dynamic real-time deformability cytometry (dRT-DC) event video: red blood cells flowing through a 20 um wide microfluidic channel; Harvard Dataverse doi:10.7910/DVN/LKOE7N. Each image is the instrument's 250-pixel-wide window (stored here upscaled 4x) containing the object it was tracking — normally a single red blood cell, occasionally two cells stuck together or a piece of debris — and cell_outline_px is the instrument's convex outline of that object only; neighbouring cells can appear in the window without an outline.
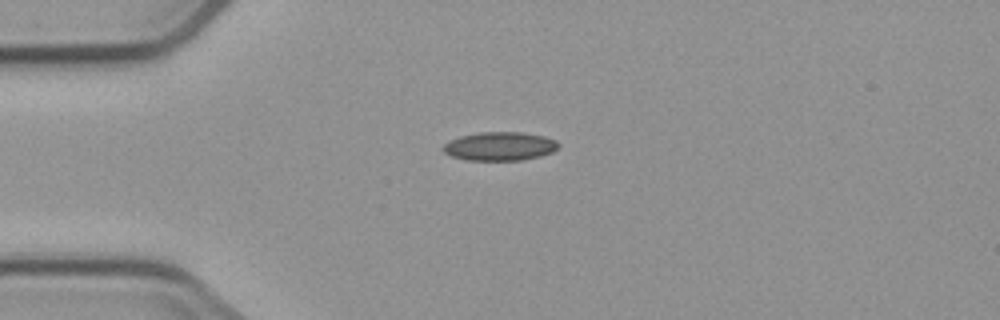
{"species": "common noctule bat (a hibernating species)", "species_latin": "Nyctalus noctula", "temperature_condition": "cold", "stored_images_in_passage": 3, "camera_frame_rate_fps": 3000, "um_per_image_px": 0.085, "animal": {"sex": "male", "body_mass_g": 23.1, "forearm_length_mm": 52.7}, "frame": {"image": 1, "passage_image": 3, "time_ms": 6.333, "image_size_px": [1000, 320], "cell_outline_px": [[560, 144], [552, 152], [540, 156], [520, 160], [468, 160], [452, 156], [444, 152], [440, 148], [448, 140], [460, 136], [480, 132], [520, 132], [544, 136], [556, 140]], "centroid_in_image_um": [42.45, 12.42], "position_along_channel_um": 42.5, "area_um2": 19.25}}